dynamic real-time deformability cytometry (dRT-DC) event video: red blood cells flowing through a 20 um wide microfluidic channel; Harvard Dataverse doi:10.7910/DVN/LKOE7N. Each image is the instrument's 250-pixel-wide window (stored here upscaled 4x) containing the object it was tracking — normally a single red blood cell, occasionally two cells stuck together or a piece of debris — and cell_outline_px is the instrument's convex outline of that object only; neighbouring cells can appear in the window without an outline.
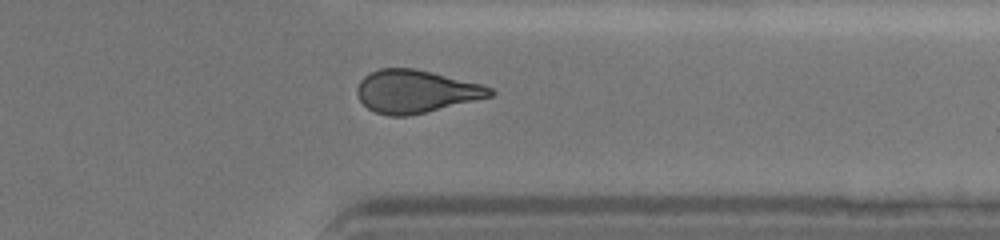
{"species": "human", "species_latin": "Homo sapiens", "temperature_condition": "cold", "stored_images_in_passage": 49, "camera_frame_rate_fps": 3000, "um_per_image_px": 0.085, "donor": {"sex": "female"}, "frame": {"image": 1, "passage_image": 42, "time_ms": 13.667, "image_size_px": [1000, 240], "cell_outline_px": [[496, 92], [492, 96], [424, 112], [404, 116], [388, 116], [376, 112], [368, 108], [360, 100], [356, 92], [356, 88], [360, 80], [364, 76], [380, 68], [412, 68], [432, 72], [480, 84], [492, 88]], "centroid_in_image_um": [35.31, 7.76], "position_along_channel_um": 376.1, "area_um2": 32.77}}